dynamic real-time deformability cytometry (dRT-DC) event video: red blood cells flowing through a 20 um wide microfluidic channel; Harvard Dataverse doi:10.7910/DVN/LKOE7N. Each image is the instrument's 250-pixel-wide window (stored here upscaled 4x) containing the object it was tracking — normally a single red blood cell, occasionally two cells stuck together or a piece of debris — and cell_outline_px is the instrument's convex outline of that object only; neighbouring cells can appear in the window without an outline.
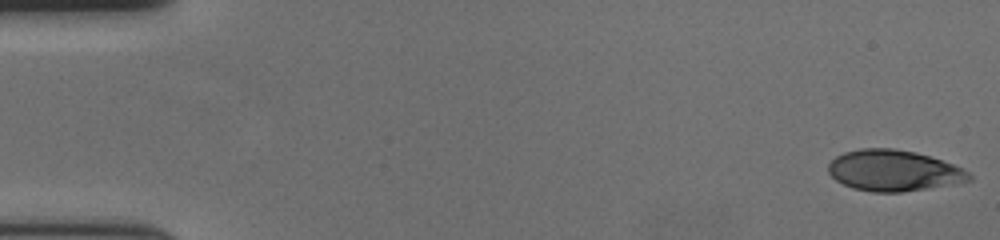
{"species": "human", "species_latin": "Homo sapiens", "temperature_condition": "cold", "stored_images_in_passage": 57, "camera_frame_rate_fps": 3000, "um_per_image_px": 0.085, "donor": {"sex": "female"}, "frame": {"image": 1, "passage_image": 1, "time_ms": 0.0, "image_size_px": [1000, 240], "cell_outline_px": [[972, 180], [928, 188], [900, 192], [872, 192], [852, 188], [836, 180], [828, 172], [828, 164], [836, 156], [844, 152], [860, 148], [892, 148], [916, 152], [952, 164], [968, 172], [972, 176]], "centroid_in_image_um": [75.92, 14.5], "position_along_channel_um": 9.1, "area_um2": 33.41}}
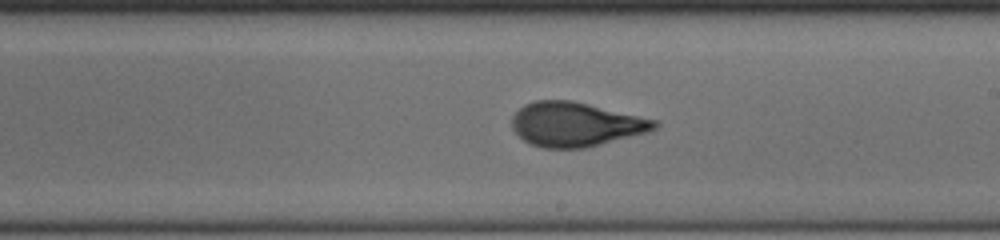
{"frame": {"image": 2, "passage_image": 33, "time_ms": 10.667, "image_size_px": [1000, 240], "cell_outline_px": [[660, 124], [656, 128], [648, 132], [584, 148], [540, 148], [524, 140], [512, 128], [512, 116], [524, 104], [536, 100], [572, 100], [660, 120]], "centroid_in_image_um": [48.96, 10.56], "position_along_channel_um": 240.0, "area_um2": 36.88}}
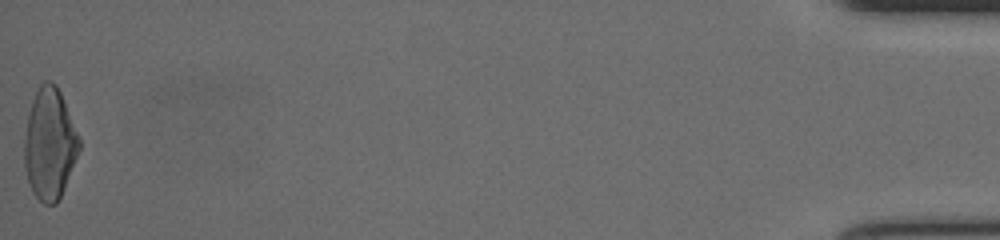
{"frame": {"image": 3, "passage_image": 57, "time_ms": 18.667, "image_size_px": [1000, 240], "cell_outline_px": [[80, 148], [64, 188], [56, 204], [44, 204], [32, 192], [24, 168], [24, 140], [28, 116], [32, 100], [40, 84], [44, 80], [48, 80], [56, 84], [60, 92], [80, 140]], "centroid_in_image_um": [4.2, 12.23], "position_along_channel_um": 431.0, "area_um2": 35.14}, "authors_computed_cell_mechanics": {"area_um2": 35.3158, "velocity_mm_per_s": 3.6459, "shape_relaxation_time_tau1_ms": 4.4186, "shape_relaxation_time_tau2_ms": 0.8492, "deformation_change_tau1": 0.1788, "deformation_change_tau2": 0.0671}}